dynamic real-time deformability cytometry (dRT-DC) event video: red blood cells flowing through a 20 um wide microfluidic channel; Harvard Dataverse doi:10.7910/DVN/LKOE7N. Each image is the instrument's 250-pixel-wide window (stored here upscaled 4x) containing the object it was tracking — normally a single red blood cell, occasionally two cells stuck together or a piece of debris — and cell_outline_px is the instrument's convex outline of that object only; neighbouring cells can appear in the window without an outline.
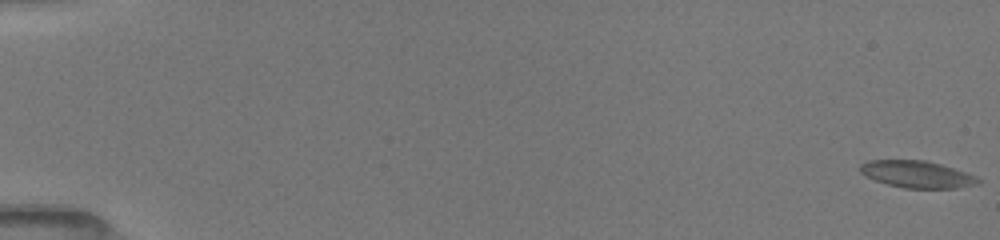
{"species": "common noctule bat (a hibernating species)", "species_latin": "Nyctalus noctula", "temperature_condition": "room temperature", "stored_images_in_passage": 52, "camera_frame_rate_fps": 3000, "um_per_image_px": 0.085, "animal": {"sex": "female", "body_mass_g": 19.5, "forearm_length_mm": 54.1}, "frame": {"image": 1, "passage_image": 1, "time_ms": 0.0, "image_size_px": [1000, 240], "cell_outline_px": [[980, 184], [956, 188], [904, 188], [888, 184], [876, 180], [860, 172], [860, 164], [868, 160], [924, 160], [940, 164], [976, 176], [980, 180]], "centroid_in_image_um": [77.95, 14.81], "position_along_channel_um": 7.0, "area_um2": 18.32}}
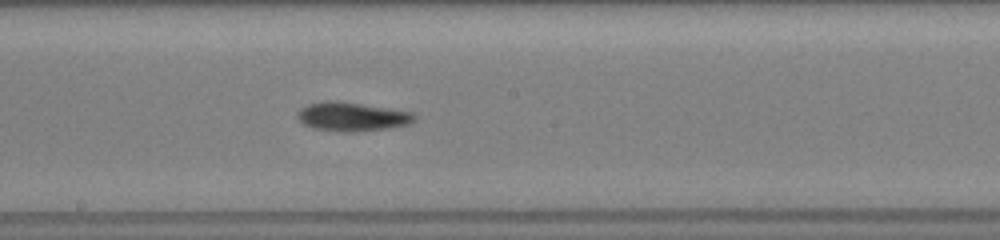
{"frame": {"image": 2, "passage_image": 30, "time_ms": 9.667, "image_size_px": [1000, 240], "cell_outline_px": [[416, 120], [408, 124], [388, 128], [352, 132], [344, 132], [312, 128], [304, 124], [296, 116], [296, 112], [300, 108], [308, 104], [324, 100], [336, 100], [412, 112], [416, 116]], "centroid_in_image_um": [29.88, 9.91], "position_along_channel_um": 218.3, "area_um2": 19.71}}
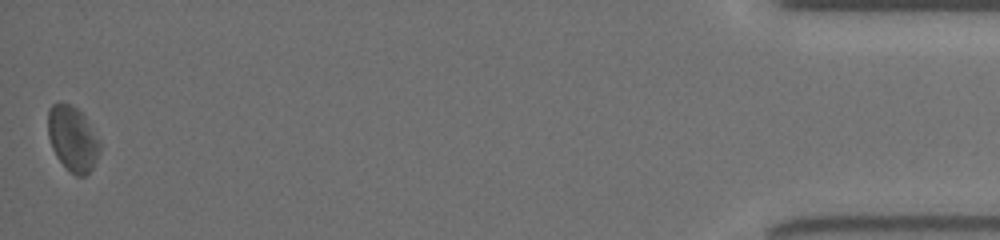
{"frame": {"image": 3, "passage_image": 52, "time_ms": 17.0, "image_size_px": [1000, 240], "cell_outline_px": [[100, 152], [92, 168], [84, 176], [76, 176], [56, 156], [52, 148], [48, 136], [48, 108], [52, 104], [60, 100], [72, 104], [84, 116], [100, 140]], "centroid_in_image_um": [6.16, 11.73], "position_along_channel_um": 429.0, "area_um2": 19.71}, "authors_computed_cell_mechanics": {"area_um2": 18.4382, "velocity_mm_per_s": 4.0092, "shape_relaxation_time_tau1_ms": 5.0347, "shape_relaxation_time_tau2_ms": null, "deformation_change_tau1": 0.1356, "deformation_change_tau2": null}}